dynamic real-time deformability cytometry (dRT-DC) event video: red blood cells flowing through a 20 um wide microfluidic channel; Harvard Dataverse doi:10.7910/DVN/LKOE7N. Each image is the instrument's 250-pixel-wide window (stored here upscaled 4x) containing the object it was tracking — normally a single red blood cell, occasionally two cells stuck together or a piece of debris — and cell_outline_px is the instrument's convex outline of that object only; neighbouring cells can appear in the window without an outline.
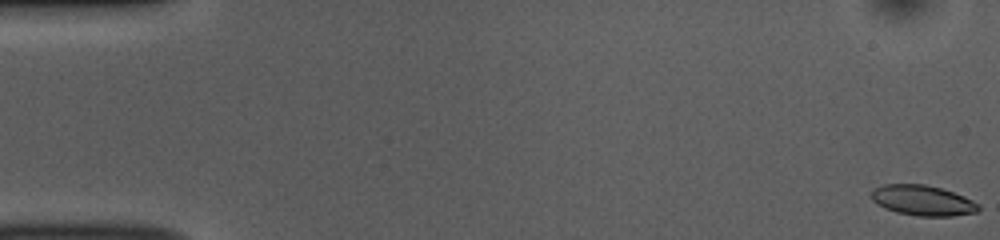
{"species": "common noctule bat (a hibernating species)", "species_latin": "Nyctalus noctula", "temperature_condition": "room temperature", "stored_images_in_passage": 53, "camera_frame_rate_fps": 3000, "um_per_image_px": 0.085, "animal": {"sex": "female", "body_mass_g": 10.0, "forearm_length_mm": 53.1}, "frame": {"image": 1, "passage_image": 1, "time_ms": 0.0, "image_size_px": [1000, 240], "cell_outline_px": [[980, 208], [976, 212], [952, 216], [916, 216], [896, 212], [884, 208], [876, 204], [872, 200], [872, 188], [884, 184], [924, 184], [940, 188], [964, 196], [980, 204]], "centroid_in_image_um": [78.4, 17.04], "position_along_channel_um": 6.6, "area_um2": 19.02}}
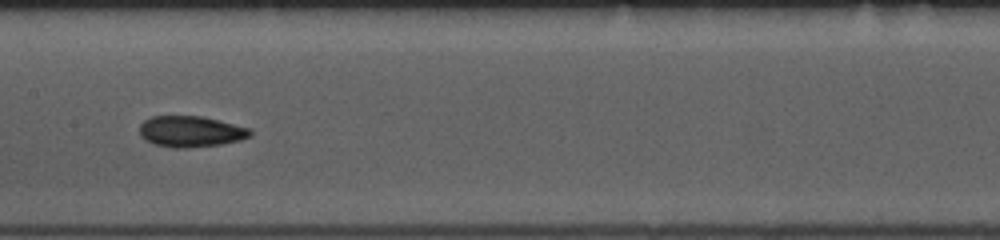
{"frame": {"image": 2, "passage_image": 27, "time_ms": 8.667, "image_size_px": [1000, 240], "cell_outline_px": [[252, 136], [240, 140], [220, 144], [188, 148], [172, 148], [152, 144], [144, 140], [140, 136], [140, 124], [144, 120], [152, 116], [200, 116], [252, 128]], "centroid_in_image_um": [16.2, 11.19], "position_along_channel_um": 191.2, "area_um2": 20.23}}
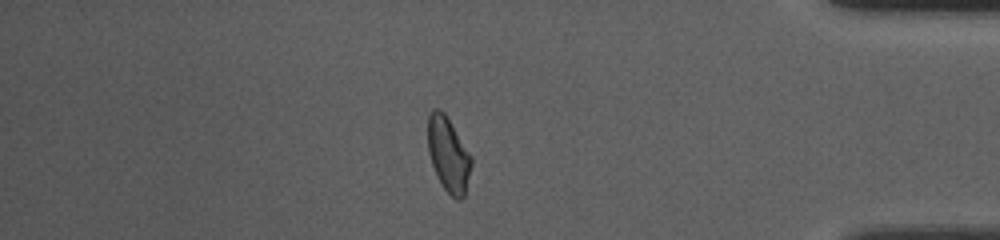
{"frame": {"image": 3, "passage_image": 46, "time_ms": 15.0, "image_size_px": [1000, 240], "cell_outline_px": [[472, 164], [464, 196], [460, 200], [456, 200], [440, 184], [436, 176], [428, 152], [428, 116], [432, 108], [440, 108], [444, 112], [472, 156]], "centroid_in_image_um": [38.1, 13.13], "position_along_channel_um": 397.1, "area_um2": 19.02}, "authors_computed_cell_mechanics": {"area_um2": 19.4786, "velocity_mm_per_s": 3.7732, "shape_relaxation_time_tau1_ms": 6.415, "shape_relaxation_time_tau2_ms": 3.2472, "deformation_change_tau1": 0.1282, "deformation_change_tau2": 0.0892}}